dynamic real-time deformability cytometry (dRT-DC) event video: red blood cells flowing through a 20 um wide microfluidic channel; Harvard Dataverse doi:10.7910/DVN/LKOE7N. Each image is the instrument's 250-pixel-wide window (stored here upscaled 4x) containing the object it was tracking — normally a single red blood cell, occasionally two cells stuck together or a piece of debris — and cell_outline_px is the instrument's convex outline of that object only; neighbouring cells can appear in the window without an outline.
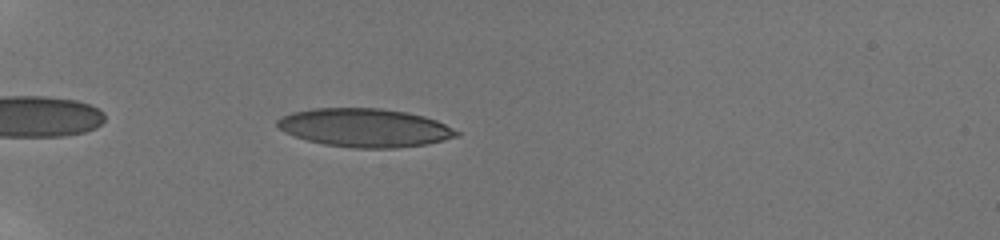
{"species": "human", "species_latin": "Homo sapiens", "temperature_condition": "room temperature", "stored_images_in_passage": 12, "camera_frame_rate_fps": 3000, "um_per_image_px": 0.085, "donor": {"sex": "male"}, "frame": {"image": 1, "passage_image": 1, "time_ms": 0.0, "image_size_px": [1000, 240], "cell_outline_px": [[460, 136], [428, 144], [396, 148], [352, 148], [324, 144], [308, 140], [284, 132], [276, 124], [276, 120], [280, 116], [292, 112], [312, 108], [380, 108], [408, 112], [424, 116], [436, 120], [460, 132]], "centroid_in_image_um": [31.01, 10.85], "position_along_channel_um": 54.0, "area_um2": 40.34}}
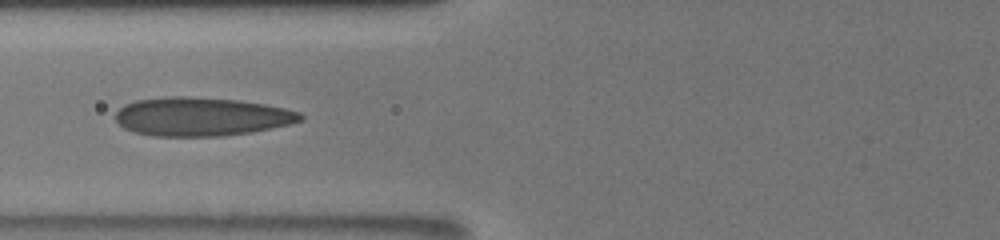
{"frame": {"image": 2, "passage_image": 11, "time_ms": 2.333, "image_size_px": [1000, 240], "cell_outline_px": [[304, 120], [288, 124], [252, 132], [224, 136], [152, 136], [132, 132], [124, 128], [116, 120], [116, 112], [124, 104], [136, 100], [172, 96], [188, 96], [240, 100], [264, 104], [284, 108], [300, 112], [304, 116]], "centroid_in_image_um": [17.11, 9.91], "position_along_channel_um": 108.7, "area_um2": 41.79}}